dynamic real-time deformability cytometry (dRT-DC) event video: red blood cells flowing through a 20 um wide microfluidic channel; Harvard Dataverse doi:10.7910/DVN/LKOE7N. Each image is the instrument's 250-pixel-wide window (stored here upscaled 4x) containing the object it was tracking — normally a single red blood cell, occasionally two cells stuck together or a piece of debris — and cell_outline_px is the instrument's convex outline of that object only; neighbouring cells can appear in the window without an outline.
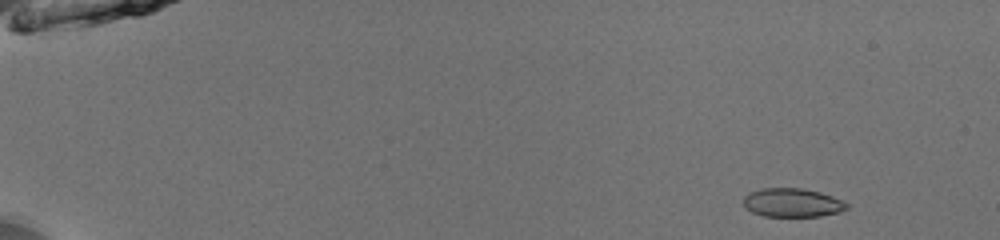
{"species": "common noctule bat (a hibernating species)", "species_latin": "Nyctalus noctula", "temperature_condition": "room temperature", "stored_images_in_passage": 48, "camera_frame_rate_fps": 3000, "um_per_image_px": 0.085, "animal": {"sex": "male", "body_mass_g": 13.0, "forearm_length_mm": 53.1}, "frame": {"image": 1, "passage_image": 1, "time_ms": 0.0, "image_size_px": [1000, 240], "cell_outline_px": [[848, 208], [840, 212], [820, 216], [764, 216], [752, 212], [744, 208], [744, 196], [748, 192], [764, 188], [800, 188], [820, 192], [844, 200], [848, 204]], "centroid_in_image_um": [67.35, 17.23], "position_along_channel_um": 17.6, "area_um2": 17.4}}
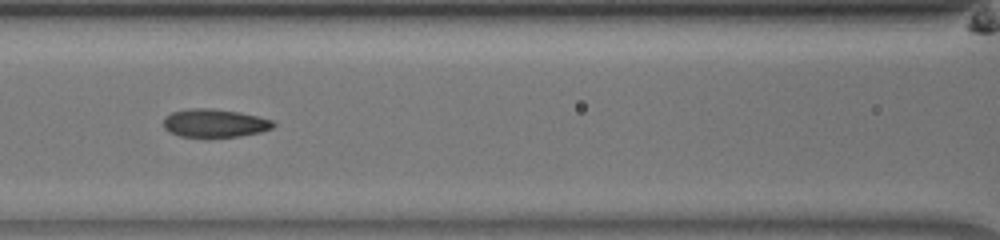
{"frame": {"image": 2, "passage_image": 21, "time_ms": 6.667, "image_size_px": [1000, 240], "cell_outline_px": [[276, 124], [272, 128], [260, 132], [240, 136], [180, 136], [168, 132], [164, 128], [164, 116], [172, 112], [188, 108], [212, 108], [240, 112], [272, 120]], "centroid_in_image_um": [18.22, 10.45], "position_along_channel_um": 148.4, "area_um2": 17.98}}
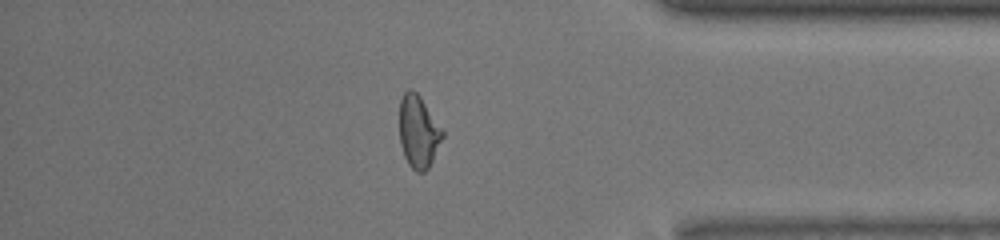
{"frame": {"image": 3, "passage_image": 41, "time_ms": 13.333, "image_size_px": [1000, 240], "cell_outline_px": [[444, 136], [428, 168], [424, 172], [416, 172], [408, 164], [404, 156], [400, 144], [400, 100], [404, 92], [408, 88], [412, 88], [420, 96], [444, 132]], "centroid_in_image_um": [35.55, 11.19], "position_along_channel_um": 399.6, "area_um2": 18.09}, "authors_computed_cell_mechanics": {"area_um2": 18.0914, "velocity_mm_per_s": 4.0018, "shape_relaxation_time_tau1_ms": 3.6411, "shape_relaxation_time_tau2_ms": 0.9795, "deformation_change_tau1": 0.1516, "deformation_change_tau2": 0.0701}}